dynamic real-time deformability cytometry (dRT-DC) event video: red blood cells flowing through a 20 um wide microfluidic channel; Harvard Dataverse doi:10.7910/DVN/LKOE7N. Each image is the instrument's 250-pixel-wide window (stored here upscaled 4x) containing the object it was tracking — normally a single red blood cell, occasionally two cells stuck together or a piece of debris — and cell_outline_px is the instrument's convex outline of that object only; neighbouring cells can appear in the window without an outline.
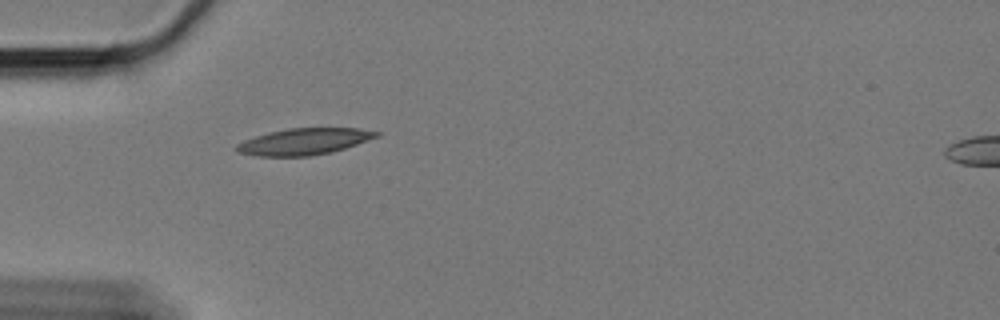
{"species": "Egyptian fruit bat (a non-hibernating species)", "species_latin": "Rousettus aegyptiacus", "temperature_condition": "cold", "stored_images_in_passage": 43, "camera_frame_rate_fps": 3000, "um_per_image_px": 0.085, "animal": {"sex": "female"}, "frame": {"image": 1, "passage_image": 1, "time_ms": 0.0, "image_size_px": [1000, 320], "cell_outline_px": [[380, 136], [332, 152], [308, 156], [256, 156], [236, 152], [232, 148], [236, 144], [244, 140], [268, 132], [288, 128], [360, 128], [380, 132]], "centroid_in_image_um": [25.8, 12.03], "position_along_channel_um": 59.2, "area_um2": 21.68}}
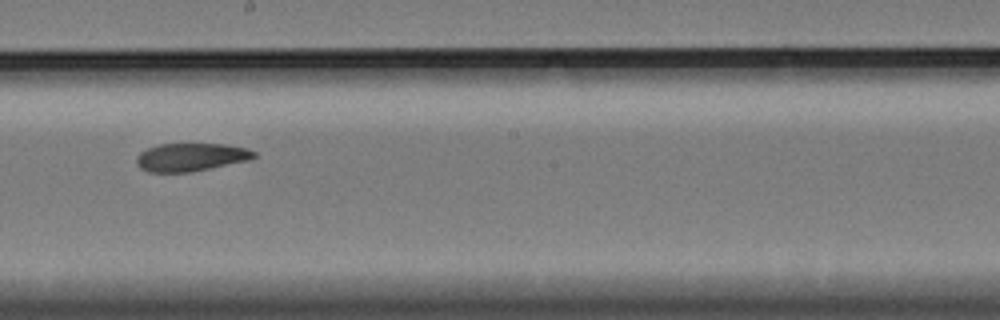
{"frame": {"image": 2, "passage_image": 17, "time_ms": 5.333, "image_size_px": [1000, 320], "cell_outline_px": [[256, 156], [252, 160], [192, 172], [148, 172], [140, 168], [136, 164], [136, 156], [140, 152], [148, 148], [160, 144], [224, 144], [244, 148], [256, 152]], "centroid_in_image_um": [16.23, 13.37], "position_along_channel_um": 232.0, "area_um2": 19.36}}
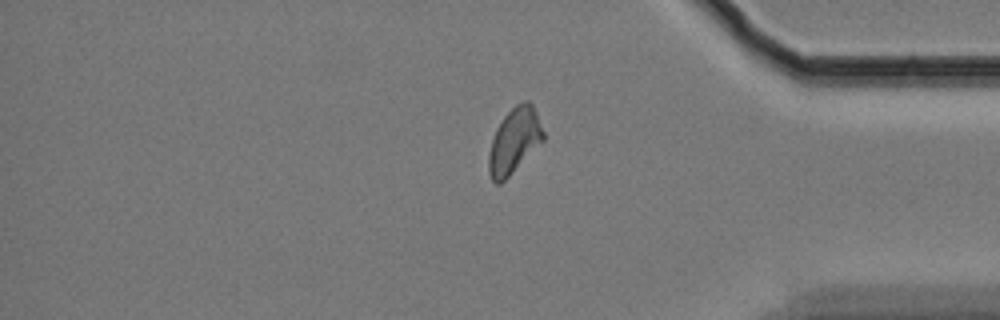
{"frame": {"image": 3, "passage_image": 33, "time_ms": 10.667, "image_size_px": [1000, 320], "cell_outline_px": [[544, 140], [500, 184], [496, 184], [492, 180], [488, 172], [488, 156], [492, 140], [496, 128], [504, 116], [516, 104], [524, 100], [528, 100], [532, 104], [536, 112], [544, 132]], "centroid_in_image_um": [43.7, 11.95], "position_along_channel_um": 391.5, "area_um2": 20.52}, "authors_computed_cell_mechanics": {"area_um2": 20.2878, "velocity_mm_per_s": 3.3268, "shape_relaxation_time_tau1_ms": 7.0143, "shape_relaxation_time_tau2_ms": 7.5568, "deformation_change_tau1": 0.1446, "deformation_change_tau2": 0.1366}}